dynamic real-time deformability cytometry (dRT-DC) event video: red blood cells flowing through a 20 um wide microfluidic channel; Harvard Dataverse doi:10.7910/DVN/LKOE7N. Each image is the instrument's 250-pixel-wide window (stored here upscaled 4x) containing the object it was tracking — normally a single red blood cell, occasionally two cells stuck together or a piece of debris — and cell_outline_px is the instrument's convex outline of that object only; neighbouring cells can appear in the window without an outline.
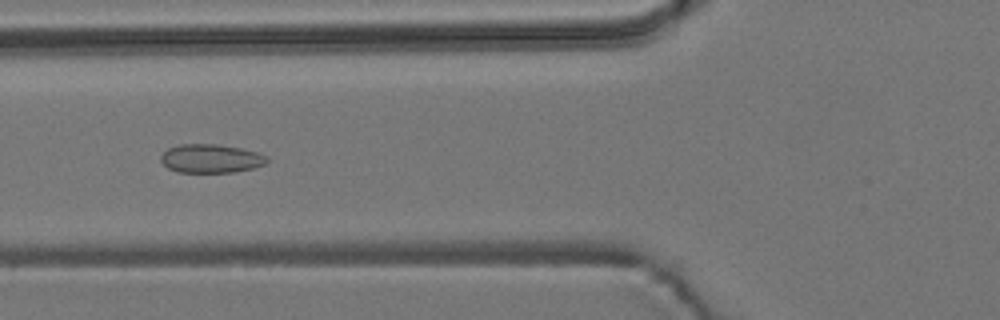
{"species": "common noctule bat (a hibernating species)", "species_latin": "Nyctalus noctula", "temperature_condition": "room temperature", "stored_images_in_passage": 7, "camera_frame_rate_fps": 3000, "um_per_image_px": 0.085, "animal": {"sex": "male", "body_mass_g": 19.2, "forearm_length_mm": 51.8}, "frame": {"image": 1, "passage_image": 6, "time_ms": 5.667, "image_size_px": [1000, 320], "cell_outline_px": [[268, 160], [264, 164], [252, 168], [236, 172], [176, 172], [168, 168], [160, 160], [160, 156], [168, 148], [180, 144], [216, 144], [240, 148], [256, 152], [264, 156]], "centroid_in_image_um": [17.88, 13.48], "position_along_channel_um": 107.9, "area_um2": 17.57}}
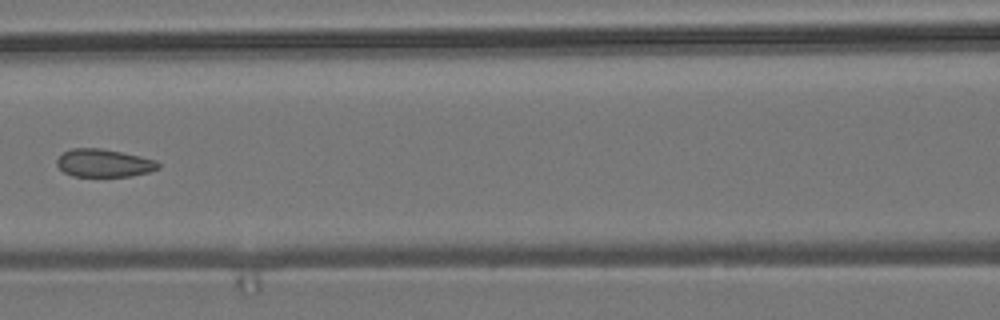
{"frame": {"image": 2, "passage_image": 7, "time_ms": 7.0, "image_size_px": [1000, 320], "cell_outline_px": [[160, 168], [148, 172], [132, 176], [72, 176], [64, 172], [56, 164], [56, 160], [64, 152], [72, 148], [100, 148], [140, 156], [156, 160], [160, 164]], "centroid_in_image_um": [8.84, 13.86], "position_along_channel_um": 157.8, "area_um2": 16.42}}